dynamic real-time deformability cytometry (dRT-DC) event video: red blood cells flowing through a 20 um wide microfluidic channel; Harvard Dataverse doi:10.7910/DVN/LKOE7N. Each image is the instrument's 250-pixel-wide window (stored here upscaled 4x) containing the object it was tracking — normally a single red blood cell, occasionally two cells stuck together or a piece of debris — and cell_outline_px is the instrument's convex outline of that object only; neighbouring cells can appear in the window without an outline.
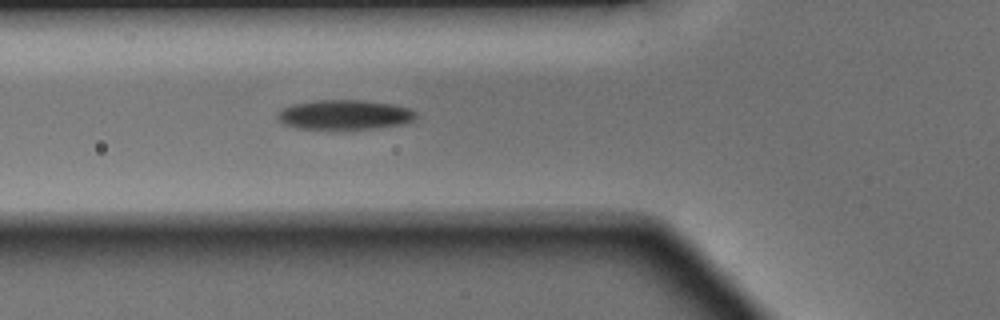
{"species": "Egyptian fruit bat (a non-hibernating species)", "species_latin": "Rousettus aegyptiacus", "temperature_condition": "warm", "stored_images_in_passage": 4, "camera_frame_rate_fps": 3000, "um_per_image_px": 0.085, "animal": {"sex": "male"}, "frame": {"image": 1, "passage_image": 4, "time_ms": 1.0, "image_size_px": [1000, 320], "cell_outline_px": [[700, 264], [588, 228], [588, 224], [628, 224], [656, 228], [680, 240]], "centroid_in_image_um": [54.98, 20.28], "position_along_channel_um": 70.8, "area_um2": 11.62}}